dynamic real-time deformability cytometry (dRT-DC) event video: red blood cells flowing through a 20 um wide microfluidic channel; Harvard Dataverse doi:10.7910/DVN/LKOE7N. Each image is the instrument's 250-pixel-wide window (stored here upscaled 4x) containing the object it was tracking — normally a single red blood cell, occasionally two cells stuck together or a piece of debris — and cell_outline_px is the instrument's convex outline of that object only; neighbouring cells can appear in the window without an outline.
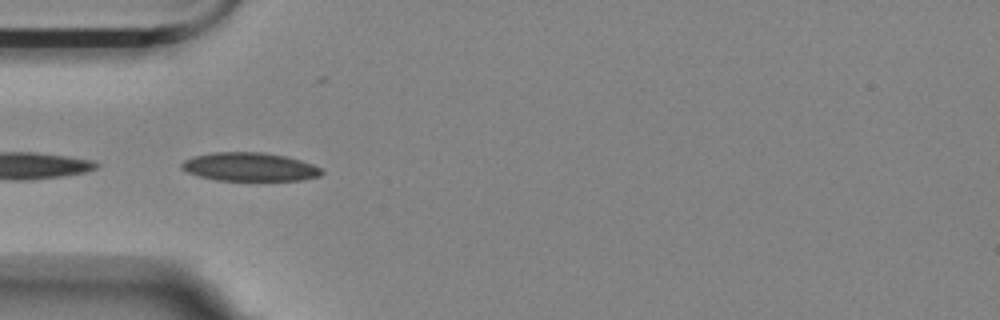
{"species": "Egyptian fruit bat (a non-hibernating species)", "species_latin": "Rousettus aegyptiacus", "temperature_condition": "room temperature", "stored_images_in_passage": 6, "camera_frame_rate_fps": 3000, "um_per_image_px": 0.085, "animal": {"sex": "female"}, "frame": {"image": 1, "passage_image": 1, "time_ms": 0.0, "image_size_px": [1000, 320], "cell_outline_px": [[324, 172], [320, 176], [300, 180], [216, 180], [200, 176], [188, 172], [180, 168], [180, 164], [184, 160], [192, 156], [212, 152], [264, 152], [284, 156], [300, 160], [312, 164], [320, 168]], "centroid_in_image_um": [21.19, 14.18], "position_along_channel_um": 63.8, "area_um2": 23.24}}